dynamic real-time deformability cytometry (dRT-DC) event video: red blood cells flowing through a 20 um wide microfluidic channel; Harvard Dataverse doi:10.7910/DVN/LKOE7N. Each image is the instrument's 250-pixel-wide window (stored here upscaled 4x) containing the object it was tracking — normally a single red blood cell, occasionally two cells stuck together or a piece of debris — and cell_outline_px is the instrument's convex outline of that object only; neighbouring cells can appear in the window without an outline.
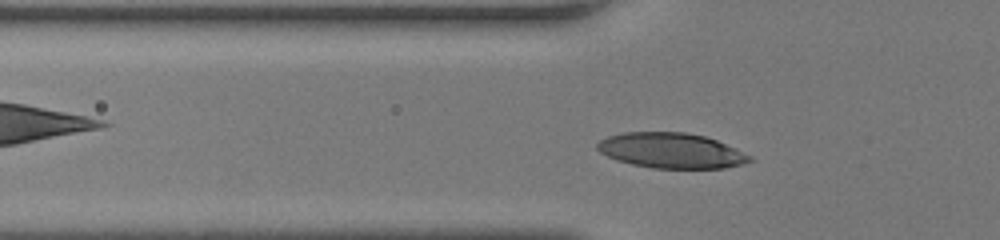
{"species": "human", "species_latin": "Homo sapiens", "temperature_condition": "room temperature", "stored_images_in_passage": 35, "camera_frame_rate_fps": 3000, "um_per_image_px": 0.085, "donor": {"sex": "female"}, "frame": {"image": 1, "passage_image": 6, "time_ms": 1.667, "image_size_px": [1000, 240], "cell_outline_px": [[752, 160], [744, 164], [724, 168], [652, 168], [632, 164], [616, 160], [600, 152], [596, 148], [596, 144], [600, 140], [608, 136], [624, 132], [684, 132], [704, 136], [716, 140], [752, 156]], "centroid_in_image_um": [57.03, 12.8], "position_along_channel_um": 68.8, "area_um2": 31.21}}
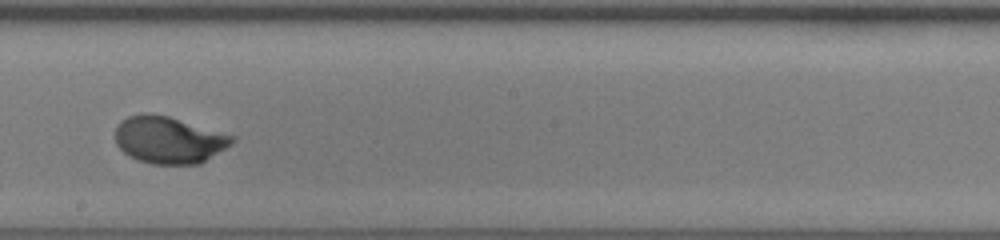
{"frame": {"image": 2, "passage_image": 18, "time_ms": 5.667, "image_size_px": [1000, 240], "cell_outline_px": [[236, 140], [232, 144], [200, 164], [152, 164], [128, 156], [116, 144], [116, 124], [120, 120], [128, 116], [148, 112], [168, 116], [236, 136]], "centroid_in_image_um": [14.35, 11.88], "position_along_channel_um": 233.9, "area_um2": 32.14}}
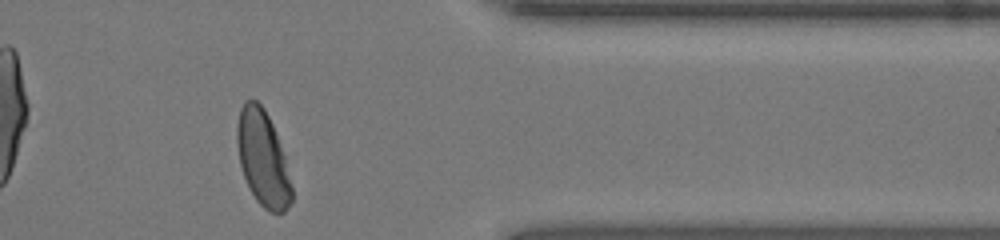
{"frame": {"image": 3, "passage_image": 30, "time_ms": 9.667, "image_size_px": [1000, 240], "cell_outline_px": [[292, 200], [284, 212], [272, 212], [264, 208], [256, 200], [244, 176], [240, 164], [236, 144], [236, 124], [240, 108], [244, 100], [256, 100], [264, 108], [272, 124], [284, 156], [292, 188]], "centroid_in_image_um": [22.31, 13.43], "position_along_channel_um": 389.1, "area_um2": 30.06}}